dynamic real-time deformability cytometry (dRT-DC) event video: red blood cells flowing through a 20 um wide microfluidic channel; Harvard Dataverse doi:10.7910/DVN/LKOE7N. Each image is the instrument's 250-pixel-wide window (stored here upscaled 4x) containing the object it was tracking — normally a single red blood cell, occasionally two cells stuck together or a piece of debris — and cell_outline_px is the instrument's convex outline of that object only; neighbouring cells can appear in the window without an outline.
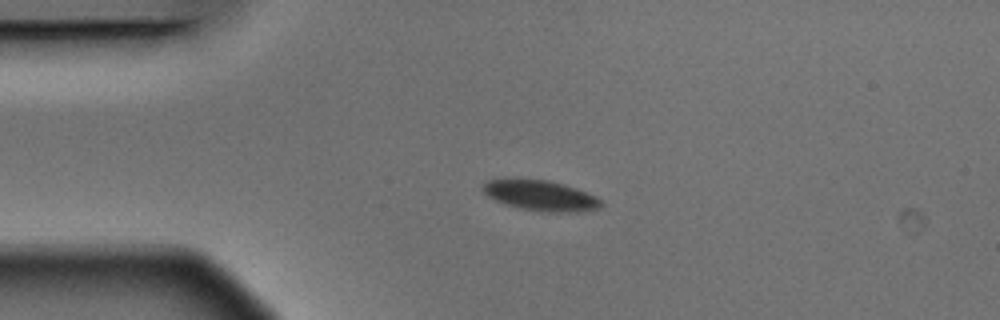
{"species": "Egyptian fruit bat (a non-hibernating species)", "species_latin": "Rousettus aegyptiacus", "temperature_condition": "warm", "stored_images_in_passage": 4, "camera_frame_rate_fps": 3000, "um_per_image_px": 0.085, "animal": {"sex": "male"}, "frame": {"image": 1, "passage_image": 1, "time_ms": 0.0, "image_size_px": [1000, 320], "cell_outline_px": [[604, 204], [596, 208], [576, 212], [540, 212], [520, 208], [496, 200], [488, 196], [480, 188], [488, 180], [548, 180], [564, 184], [576, 188], [596, 196]], "centroid_in_image_um": [45.98, 16.63], "position_along_channel_um": 39.0, "area_um2": 20.52}}
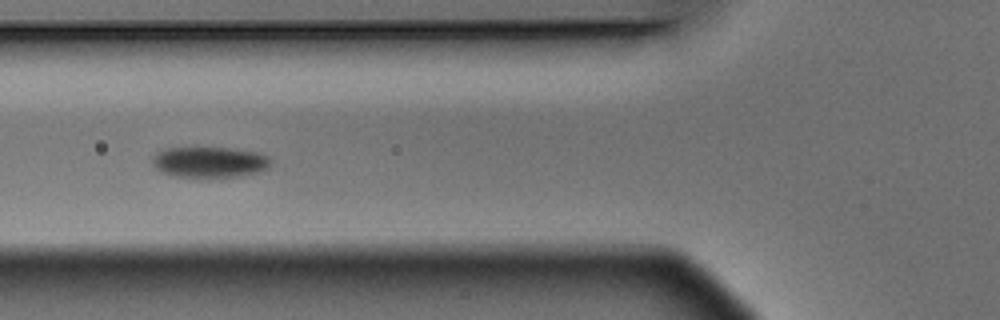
{"frame": {"image": 2, "passage_image": 3, "time_ms": 0.667, "image_size_px": [1000, 320], "cell_outline_px": [[272, 160], [268, 168], [256, 172], [240, 176], [196, 180], [172, 176], [160, 172], [152, 164], [152, 156], [156, 152], [168, 148], [196, 144], [260, 152], [268, 156]], "centroid_in_image_um": [17.74, 13.77], "position_along_channel_um": 108.1, "area_um2": 22.95}}
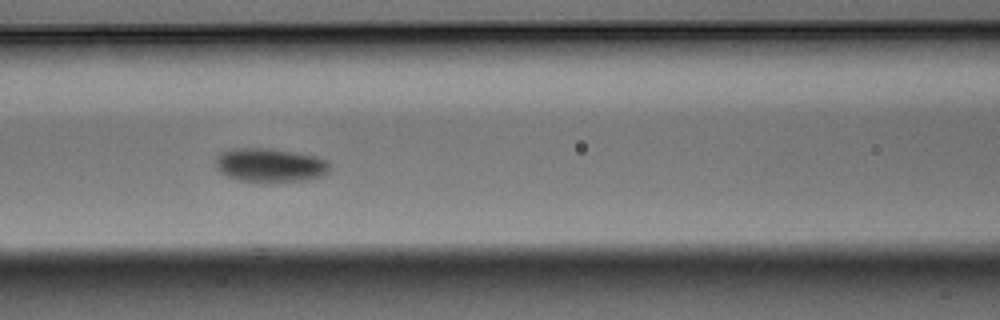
{"frame": {"image": 3, "passage_image": 4, "time_ms": 1.0, "image_size_px": [1000, 320], "cell_outline_px": [[328, 172], [324, 176], [312, 180], [240, 180], [228, 176], [220, 172], [216, 168], [216, 156], [232, 148], [268, 148], [316, 156], [324, 160], [328, 164]], "centroid_in_image_um": [22.95, 14.02], "position_along_channel_um": 143.6, "area_um2": 21.91}}